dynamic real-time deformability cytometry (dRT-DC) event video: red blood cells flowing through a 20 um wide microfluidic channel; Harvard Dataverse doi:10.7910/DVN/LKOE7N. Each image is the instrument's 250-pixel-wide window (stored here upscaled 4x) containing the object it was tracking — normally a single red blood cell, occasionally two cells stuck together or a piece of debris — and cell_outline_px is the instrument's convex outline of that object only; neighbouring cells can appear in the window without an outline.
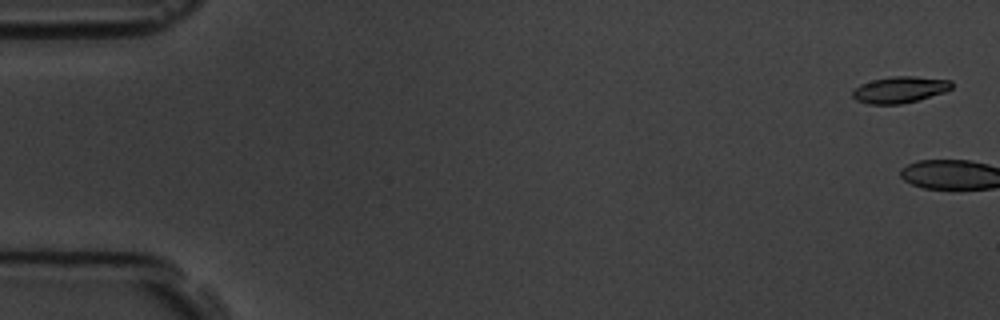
{"species": "common noctule bat (a hibernating species)", "species_latin": "Nyctalus noctula", "temperature_condition": "room temperature", "stored_images_in_passage": 6, "camera_frame_rate_fps": 3000, "um_per_image_px": 0.085, "animal": {"sex": "male", "body_mass_g": 19.5, "forearm_length_mm": 54.6}, "frame": {"image": 1, "passage_image": 1, "time_ms": 0.0, "image_size_px": [1000, 320], "cell_outline_px": [[952, 88], [944, 92], [916, 100], [900, 104], [868, 104], [856, 100], [852, 96], [852, 92], [860, 84], [872, 80], [892, 76], [916, 76], [952, 80]], "centroid_in_image_um": [76.48, 7.61], "position_along_channel_um": 8.5, "area_um2": 15.2}}